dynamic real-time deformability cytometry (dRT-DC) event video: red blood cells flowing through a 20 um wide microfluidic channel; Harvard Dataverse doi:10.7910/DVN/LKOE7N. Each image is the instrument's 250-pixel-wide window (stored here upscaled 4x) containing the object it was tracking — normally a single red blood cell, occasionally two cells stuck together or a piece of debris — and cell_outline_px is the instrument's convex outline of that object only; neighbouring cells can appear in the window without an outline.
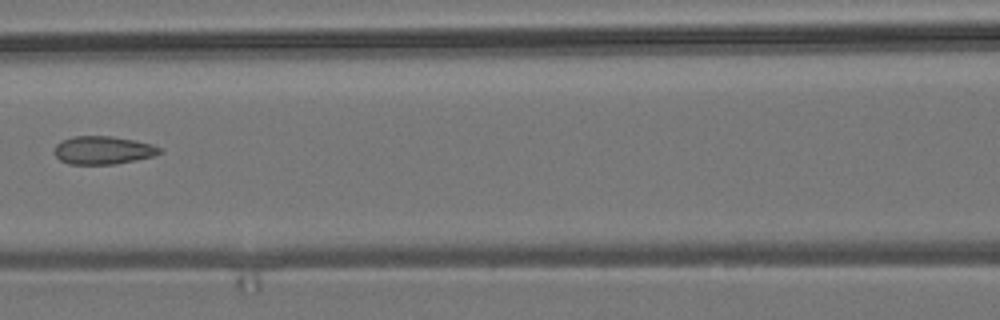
{"species": "common noctule bat (a hibernating species)", "species_latin": "Nyctalus noctula", "temperature_condition": "room temperature", "stored_images_in_passage": 7, "camera_frame_rate_fps": 3000, "um_per_image_px": 0.085, "animal": {"sex": "male", "body_mass_g": 19.2, "forearm_length_mm": 51.8}, "frame": {"image": 1, "passage_image": 6, "time_ms": 6.667, "image_size_px": [1000, 320], "cell_outline_px": [[164, 152], [152, 156], [136, 160], [116, 164], [68, 164], [60, 160], [56, 156], [56, 144], [60, 140], [72, 136], [112, 136], [136, 140], [152, 144], [164, 148]], "centroid_in_image_um": [8.8, 12.76], "position_along_channel_um": 157.8, "area_um2": 17.46}}
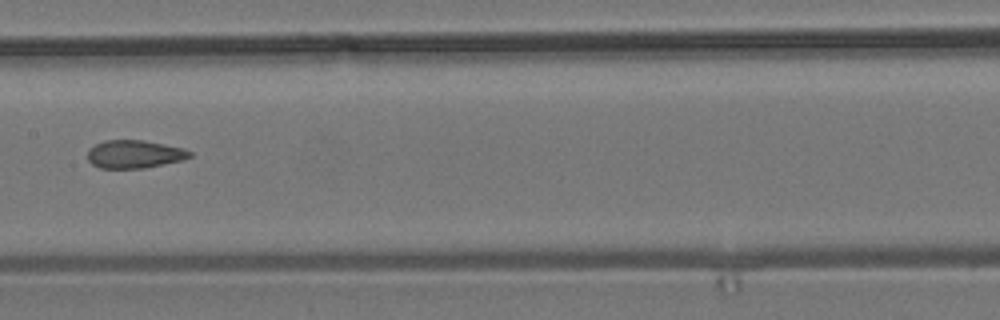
{"frame": {"image": 2, "passage_image": 7, "time_ms": 7.667, "image_size_px": [1000, 320], "cell_outline_px": [[192, 156], [184, 160], [144, 168], [100, 168], [92, 164], [88, 160], [88, 148], [104, 140], [144, 140], [184, 148], [192, 152]], "centroid_in_image_um": [11.44, 13.1], "position_along_channel_um": 196.0, "area_um2": 16.82}}